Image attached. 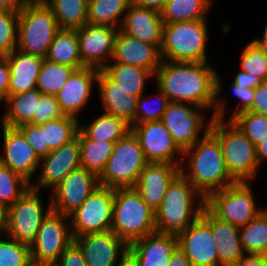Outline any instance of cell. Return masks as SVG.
<instances>
[{
  "label": "cell",
  "mask_w": 267,
  "mask_h": 266,
  "mask_svg": "<svg viewBox=\"0 0 267 266\" xmlns=\"http://www.w3.org/2000/svg\"><path fill=\"white\" fill-rule=\"evenodd\" d=\"M180 173V167L170 163H149L140 173L133 186L142 200L156 211L171 183Z\"/></svg>",
  "instance_id": "cell-24"
},
{
  "label": "cell",
  "mask_w": 267,
  "mask_h": 266,
  "mask_svg": "<svg viewBox=\"0 0 267 266\" xmlns=\"http://www.w3.org/2000/svg\"><path fill=\"white\" fill-rule=\"evenodd\" d=\"M99 71L92 67H82L73 71L56 95L65 115L79 117L78 114L90 98L93 83L98 80Z\"/></svg>",
  "instance_id": "cell-22"
},
{
  "label": "cell",
  "mask_w": 267,
  "mask_h": 266,
  "mask_svg": "<svg viewBox=\"0 0 267 266\" xmlns=\"http://www.w3.org/2000/svg\"><path fill=\"white\" fill-rule=\"evenodd\" d=\"M111 231L128 245L157 232L155 211L134 187L114 189Z\"/></svg>",
  "instance_id": "cell-5"
},
{
  "label": "cell",
  "mask_w": 267,
  "mask_h": 266,
  "mask_svg": "<svg viewBox=\"0 0 267 266\" xmlns=\"http://www.w3.org/2000/svg\"><path fill=\"white\" fill-rule=\"evenodd\" d=\"M117 266H136V264L127 256L123 261H121Z\"/></svg>",
  "instance_id": "cell-60"
},
{
  "label": "cell",
  "mask_w": 267,
  "mask_h": 266,
  "mask_svg": "<svg viewBox=\"0 0 267 266\" xmlns=\"http://www.w3.org/2000/svg\"><path fill=\"white\" fill-rule=\"evenodd\" d=\"M75 68L44 59L37 79V89L45 95L56 96Z\"/></svg>",
  "instance_id": "cell-39"
},
{
  "label": "cell",
  "mask_w": 267,
  "mask_h": 266,
  "mask_svg": "<svg viewBox=\"0 0 267 266\" xmlns=\"http://www.w3.org/2000/svg\"><path fill=\"white\" fill-rule=\"evenodd\" d=\"M149 163L138 138L130 131L114 143L112 154L99 176V184L113 189L133 187Z\"/></svg>",
  "instance_id": "cell-8"
},
{
  "label": "cell",
  "mask_w": 267,
  "mask_h": 266,
  "mask_svg": "<svg viewBox=\"0 0 267 266\" xmlns=\"http://www.w3.org/2000/svg\"><path fill=\"white\" fill-rule=\"evenodd\" d=\"M7 208L0 204V235L6 232Z\"/></svg>",
  "instance_id": "cell-58"
},
{
  "label": "cell",
  "mask_w": 267,
  "mask_h": 266,
  "mask_svg": "<svg viewBox=\"0 0 267 266\" xmlns=\"http://www.w3.org/2000/svg\"><path fill=\"white\" fill-rule=\"evenodd\" d=\"M28 0H0V10L20 12Z\"/></svg>",
  "instance_id": "cell-56"
},
{
  "label": "cell",
  "mask_w": 267,
  "mask_h": 266,
  "mask_svg": "<svg viewBox=\"0 0 267 266\" xmlns=\"http://www.w3.org/2000/svg\"><path fill=\"white\" fill-rule=\"evenodd\" d=\"M79 125V131L86 138L115 143L131 131L130 125L124 120L106 112L87 125Z\"/></svg>",
  "instance_id": "cell-31"
},
{
  "label": "cell",
  "mask_w": 267,
  "mask_h": 266,
  "mask_svg": "<svg viewBox=\"0 0 267 266\" xmlns=\"http://www.w3.org/2000/svg\"><path fill=\"white\" fill-rule=\"evenodd\" d=\"M79 121V118L65 115L61 119L39 124L44 131L45 156L77 137Z\"/></svg>",
  "instance_id": "cell-37"
},
{
  "label": "cell",
  "mask_w": 267,
  "mask_h": 266,
  "mask_svg": "<svg viewBox=\"0 0 267 266\" xmlns=\"http://www.w3.org/2000/svg\"><path fill=\"white\" fill-rule=\"evenodd\" d=\"M263 81L253 75H250L244 71H239L232 83H235L237 87L256 89Z\"/></svg>",
  "instance_id": "cell-52"
},
{
  "label": "cell",
  "mask_w": 267,
  "mask_h": 266,
  "mask_svg": "<svg viewBox=\"0 0 267 266\" xmlns=\"http://www.w3.org/2000/svg\"><path fill=\"white\" fill-rule=\"evenodd\" d=\"M18 129L23 133L37 156L40 159L45 157V138L41 126L39 124L27 123L19 126Z\"/></svg>",
  "instance_id": "cell-47"
},
{
  "label": "cell",
  "mask_w": 267,
  "mask_h": 266,
  "mask_svg": "<svg viewBox=\"0 0 267 266\" xmlns=\"http://www.w3.org/2000/svg\"><path fill=\"white\" fill-rule=\"evenodd\" d=\"M112 61L137 66L155 75L162 63V58L160 49L156 45L145 43L119 29Z\"/></svg>",
  "instance_id": "cell-23"
},
{
  "label": "cell",
  "mask_w": 267,
  "mask_h": 266,
  "mask_svg": "<svg viewBox=\"0 0 267 266\" xmlns=\"http://www.w3.org/2000/svg\"><path fill=\"white\" fill-rule=\"evenodd\" d=\"M42 95L37 88L20 94L9 95L4 102L7 109H5V113L1 117V123L12 128L32 123V119L36 115L37 102Z\"/></svg>",
  "instance_id": "cell-29"
},
{
  "label": "cell",
  "mask_w": 267,
  "mask_h": 266,
  "mask_svg": "<svg viewBox=\"0 0 267 266\" xmlns=\"http://www.w3.org/2000/svg\"><path fill=\"white\" fill-rule=\"evenodd\" d=\"M45 59L75 69L85 67L79 52L76 29H60L55 35Z\"/></svg>",
  "instance_id": "cell-30"
},
{
  "label": "cell",
  "mask_w": 267,
  "mask_h": 266,
  "mask_svg": "<svg viewBox=\"0 0 267 266\" xmlns=\"http://www.w3.org/2000/svg\"><path fill=\"white\" fill-rule=\"evenodd\" d=\"M204 207L205 198L179 173L171 181L161 205L155 211L156 231L178 235L201 215Z\"/></svg>",
  "instance_id": "cell-3"
},
{
  "label": "cell",
  "mask_w": 267,
  "mask_h": 266,
  "mask_svg": "<svg viewBox=\"0 0 267 266\" xmlns=\"http://www.w3.org/2000/svg\"><path fill=\"white\" fill-rule=\"evenodd\" d=\"M44 58L15 49L7 56L10 68L9 95L37 88V79Z\"/></svg>",
  "instance_id": "cell-27"
},
{
  "label": "cell",
  "mask_w": 267,
  "mask_h": 266,
  "mask_svg": "<svg viewBox=\"0 0 267 266\" xmlns=\"http://www.w3.org/2000/svg\"><path fill=\"white\" fill-rule=\"evenodd\" d=\"M154 76L157 87L169 102L191 103L207 111L213 109L212 117L226 120L225 100L217 99L221 79L208 62L162 61Z\"/></svg>",
  "instance_id": "cell-1"
},
{
  "label": "cell",
  "mask_w": 267,
  "mask_h": 266,
  "mask_svg": "<svg viewBox=\"0 0 267 266\" xmlns=\"http://www.w3.org/2000/svg\"><path fill=\"white\" fill-rule=\"evenodd\" d=\"M177 241L193 266H219L217 242L211 229V212L206 207L186 230L177 235Z\"/></svg>",
  "instance_id": "cell-14"
},
{
  "label": "cell",
  "mask_w": 267,
  "mask_h": 266,
  "mask_svg": "<svg viewBox=\"0 0 267 266\" xmlns=\"http://www.w3.org/2000/svg\"><path fill=\"white\" fill-rule=\"evenodd\" d=\"M231 121L254 144H258L267 136V116L252 111L239 113Z\"/></svg>",
  "instance_id": "cell-43"
},
{
  "label": "cell",
  "mask_w": 267,
  "mask_h": 266,
  "mask_svg": "<svg viewBox=\"0 0 267 266\" xmlns=\"http://www.w3.org/2000/svg\"><path fill=\"white\" fill-rule=\"evenodd\" d=\"M131 2L132 0H88L87 24L109 25L120 29Z\"/></svg>",
  "instance_id": "cell-33"
},
{
  "label": "cell",
  "mask_w": 267,
  "mask_h": 266,
  "mask_svg": "<svg viewBox=\"0 0 267 266\" xmlns=\"http://www.w3.org/2000/svg\"><path fill=\"white\" fill-rule=\"evenodd\" d=\"M209 129L205 128L201 139L183 152L185 160L180 166V173L205 199L236 182L226 169L219 140ZM184 163H188L186 167Z\"/></svg>",
  "instance_id": "cell-2"
},
{
  "label": "cell",
  "mask_w": 267,
  "mask_h": 266,
  "mask_svg": "<svg viewBox=\"0 0 267 266\" xmlns=\"http://www.w3.org/2000/svg\"><path fill=\"white\" fill-rule=\"evenodd\" d=\"M212 0H168L162 9L164 24L207 19Z\"/></svg>",
  "instance_id": "cell-34"
},
{
  "label": "cell",
  "mask_w": 267,
  "mask_h": 266,
  "mask_svg": "<svg viewBox=\"0 0 267 266\" xmlns=\"http://www.w3.org/2000/svg\"><path fill=\"white\" fill-rule=\"evenodd\" d=\"M19 12L0 10V56H8L17 48Z\"/></svg>",
  "instance_id": "cell-44"
},
{
  "label": "cell",
  "mask_w": 267,
  "mask_h": 266,
  "mask_svg": "<svg viewBox=\"0 0 267 266\" xmlns=\"http://www.w3.org/2000/svg\"><path fill=\"white\" fill-rule=\"evenodd\" d=\"M231 89L233 90L234 95L239 98L241 104L236 107L234 112L232 113V117L229 118L231 120L233 117L238 115L239 113L249 111L252 108V104L255 96V89L251 88H243L237 87L235 83L232 84Z\"/></svg>",
  "instance_id": "cell-49"
},
{
  "label": "cell",
  "mask_w": 267,
  "mask_h": 266,
  "mask_svg": "<svg viewBox=\"0 0 267 266\" xmlns=\"http://www.w3.org/2000/svg\"><path fill=\"white\" fill-rule=\"evenodd\" d=\"M74 241L82 249L87 266H117L128 256L129 245L111 230L77 236Z\"/></svg>",
  "instance_id": "cell-19"
},
{
  "label": "cell",
  "mask_w": 267,
  "mask_h": 266,
  "mask_svg": "<svg viewBox=\"0 0 267 266\" xmlns=\"http://www.w3.org/2000/svg\"><path fill=\"white\" fill-rule=\"evenodd\" d=\"M42 201L40 192L30 188L7 208L6 236L30 246L41 223L52 211L51 199L47 208L43 207Z\"/></svg>",
  "instance_id": "cell-10"
},
{
  "label": "cell",
  "mask_w": 267,
  "mask_h": 266,
  "mask_svg": "<svg viewBox=\"0 0 267 266\" xmlns=\"http://www.w3.org/2000/svg\"><path fill=\"white\" fill-rule=\"evenodd\" d=\"M203 111H206V109L191 103H168L161 122L182 152L189 149L201 139L199 136H201L203 127L210 128L212 117L206 126H204L206 117H204Z\"/></svg>",
  "instance_id": "cell-13"
},
{
  "label": "cell",
  "mask_w": 267,
  "mask_h": 266,
  "mask_svg": "<svg viewBox=\"0 0 267 266\" xmlns=\"http://www.w3.org/2000/svg\"><path fill=\"white\" fill-rule=\"evenodd\" d=\"M43 164V165H42ZM40 173L38 179L31 184L37 191L50 188L53 190L72 171L81 167V151L79 138L52 150L40 160Z\"/></svg>",
  "instance_id": "cell-18"
},
{
  "label": "cell",
  "mask_w": 267,
  "mask_h": 266,
  "mask_svg": "<svg viewBox=\"0 0 267 266\" xmlns=\"http://www.w3.org/2000/svg\"><path fill=\"white\" fill-rule=\"evenodd\" d=\"M249 111L267 116V81L256 87L252 108Z\"/></svg>",
  "instance_id": "cell-50"
},
{
  "label": "cell",
  "mask_w": 267,
  "mask_h": 266,
  "mask_svg": "<svg viewBox=\"0 0 267 266\" xmlns=\"http://www.w3.org/2000/svg\"><path fill=\"white\" fill-rule=\"evenodd\" d=\"M168 0H132L139 7L149 8L161 12Z\"/></svg>",
  "instance_id": "cell-55"
},
{
  "label": "cell",
  "mask_w": 267,
  "mask_h": 266,
  "mask_svg": "<svg viewBox=\"0 0 267 266\" xmlns=\"http://www.w3.org/2000/svg\"><path fill=\"white\" fill-rule=\"evenodd\" d=\"M240 240L245 254L267 256V216L263 212L240 227Z\"/></svg>",
  "instance_id": "cell-38"
},
{
  "label": "cell",
  "mask_w": 267,
  "mask_h": 266,
  "mask_svg": "<svg viewBox=\"0 0 267 266\" xmlns=\"http://www.w3.org/2000/svg\"><path fill=\"white\" fill-rule=\"evenodd\" d=\"M240 69L254 77L267 81V54L253 40L245 46L241 54Z\"/></svg>",
  "instance_id": "cell-42"
},
{
  "label": "cell",
  "mask_w": 267,
  "mask_h": 266,
  "mask_svg": "<svg viewBox=\"0 0 267 266\" xmlns=\"http://www.w3.org/2000/svg\"><path fill=\"white\" fill-rule=\"evenodd\" d=\"M118 30L109 25L92 24L76 29L79 52L85 67L102 70L109 63L108 60L112 61Z\"/></svg>",
  "instance_id": "cell-15"
},
{
  "label": "cell",
  "mask_w": 267,
  "mask_h": 266,
  "mask_svg": "<svg viewBox=\"0 0 267 266\" xmlns=\"http://www.w3.org/2000/svg\"><path fill=\"white\" fill-rule=\"evenodd\" d=\"M60 29L52 10L43 0H28L19 12L16 49L45 59Z\"/></svg>",
  "instance_id": "cell-7"
},
{
  "label": "cell",
  "mask_w": 267,
  "mask_h": 266,
  "mask_svg": "<svg viewBox=\"0 0 267 266\" xmlns=\"http://www.w3.org/2000/svg\"><path fill=\"white\" fill-rule=\"evenodd\" d=\"M177 247V235L155 232L130 243L128 256L136 266H168Z\"/></svg>",
  "instance_id": "cell-21"
},
{
  "label": "cell",
  "mask_w": 267,
  "mask_h": 266,
  "mask_svg": "<svg viewBox=\"0 0 267 266\" xmlns=\"http://www.w3.org/2000/svg\"><path fill=\"white\" fill-rule=\"evenodd\" d=\"M70 217L51 211L41 223L34 242L30 245L34 266H53L74 241L71 233Z\"/></svg>",
  "instance_id": "cell-11"
},
{
  "label": "cell",
  "mask_w": 267,
  "mask_h": 266,
  "mask_svg": "<svg viewBox=\"0 0 267 266\" xmlns=\"http://www.w3.org/2000/svg\"><path fill=\"white\" fill-rule=\"evenodd\" d=\"M256 42L267 54V23L262 35V38L253 40Z\"/></svg>",
  "instance_id": "cell-59"
},
{
  "label": "cell",
  "mask_w": 267,
  "mask_h": 266,
  "mask_svg": "<svg viewBox=\"0 0 267 266\" xmlns=\"http://www.w3.org/2000/svg\"><path fill=\"white\" fill-rule=\"evenodd\" d=\"M103 70L117 83L120 87L140 97L144 93L146 80L154 75L146 69L126 65L118 62L108 63Z\"/></svg>",
  "instance_id": "cell-35"
},
{
  "label": "cell",
  "mask_w": 267,
  "mask_h": 266,
  "mask_svg": "<svg viewBox=\"0 0 267 266\" xmlns=\"http://www.w3.org/2000/svg\"><path fill=\"white\" fill-rule=\"evenodd\" d=\"M60 105L54 95L43 94L37 102L36 115L32 119L33 124H41L47 121L57 120L64 117Z\"/></svg>",
  "instance_id": "cell-46"
},
{
  "label": "cell",
  "mask_w": 267,
  "mask_h": 266,
  "mask_svg": "<svg viewBox=\"0 0 267 266\" xmlns=\"http://www.w3.org/2000/svg\"><path fill=\"white\" fill-rule=\"evenodd\" d=\"M10 68L7 56H0V103L9 97Z\"/></svg>",
  "instance_id": "cell-51"
},
{
  "label": "cell",
  "mask_w": 267,
  "mask_h": 266,
  "mask_svg": "<svg viewBox=\"0 0 267 266\" xmlns=\"http://www.w3.org/2000/svg\"><path fill=\"white\" fill-rule=\"evenodd\" d=\"M77 137L81 151V167L99 177L112 154L115 142L86 138L80 131Z\"/></svg>",
  "instance_id": "cell-32"
},
{
  "label": "cell",
  "mask_w": 267,
  "mask_h": 266,
  "mask_svg": "<svg viewBox=\"0 0 267 266\" xmlns=\"http://www.w3.org/2000/svg\"><path fill=\"white\" fill-rule=\"evenodd\" d=\"M255 148L259 165H261L262 161L267 160V136H265L262 141L256 144Z\"/></svg>",
  "instance_id": "cell-57"
},
{
  "label": "cell",
  "mask_w": 267,
  "mask_h": 266,
  "mask_svg": "<svg viewBox=\"0 0 267 266\" xmlns=\"http://www.w3.org/2000/svg\"><path fill=\"white\" fill-rule=\"evenodd\" d=\"M212 235L217 242L219 266H234L244 255L240 228L216 218L211 213Z\"/></svg>",
  "instance_id": "cell-28"
},
{
  "label": "cell",
  "mask_w": 267,
  "mask_h": 266,
  "mask_svg": "<svg viewBox=\"0 0 267 266\" xmlns=\"http://www.w3.org/2000/svg\"><path fill=\"white\" fill-rule=\"evenodd\" d=\"M104 112L124 120L127 124H136V106L138 97L120 87L103 69L99 71L96 83Z\"/></svg>",
  "instance_id": "cell-26"
},
{
  "label": "cell",
  "mask_w": 267,
  "mask_h": 266,
  "mask_svg": "<svg viewBox=\"0 0 267 266\" xmlns=\"http://www.w3.org/2000/svg\"><path fill=\"white\" fill-rule=\"evenodd\" d=\"M99 186L93 172L82 167L72 171L51 191L52 211L70 216Z\"/></svg>",
  "instance_id": "cell-16"
},
{
  "label": "cell",
  "mask_w": 267,
  "mask_h": 266,
  "mask_svg": "<svg viewBox=\"0 0 267 266\" xmlns=\"http://www.w3.org/2000/svg\"><path fill=\"white\" fill-rule=\"evenodd\" d=\"M209 131L219 140L226 169L236 182L253 180L259 170L255 145L231 120L212 117Z\"/></svg>",
  "instance_id": "cell-4"
},
{
  "label": "cell",
  "mask_w": 267,
  "mask_h": 266,
  "mask_svg": "<svg viewBox=\"0 0 267 266\" xmlns=\"http://www.w3.org/2000/svg\"><path fill=\"white\" fill-rule=\"evenodd\" d=\"M6 238H0V266H34L30 246L8 236Z\"/></svg>",
  "instance_id": "cell-41"
},
{
  "label": "cell",
  "mask_w": 267,
  "mask_h": 266,
  "mask_svg": "<svg viewBox=\"0 0 267 266\" xmlns=\"http://www.w3.org/2000/svg\"><path fill=\"white\" fill-rule=\"evenodd\" d=\"M61 29H78L87 24L88 0H43Z\"/></svg>",
  "instance_id": "cell-36"
},
{
  "label": "cell",
  "mask_w": 267,
  "mask_h": 266,
  "mask_svg": "<svg viewBox=\"0 0 267 266\" xmlns=\"http://www.w3.org/2000/svg\"><path fill=\"white\" fill-rule=\"evenodd\" d=\"M168 266H193L187 256L177 247L172 253Z\"/></svg>",
  "instance_id": "cell-54"
},
{
  "label": "cell",
  "mask_w": 267,
  "mask_h": 266,
  "mask_svg": "<svg viewBox=\"0 0 267 266\" xmlns=\"http://www.w3.org/2000/svg\"><path fill=\"white\" fill-rule=\"evenodd\" d=\"M30 188V182L0 163V204L9 208Z\"/></svg>",
  "instance_id": "cell-40"
},
{
  "label": "cell",
  "mask_w": 267,
  "mask_h": 266,
  "mask_svg": "<svg viewBox=\"0 0 267 266\" xmlns=\"http://www.w3.org/2000/svg\"><path fill=\"white\" fill-rule=\"evenodd\" d=\"M158 94L156 95L159 106L155 107L150 97L145 98L144 94L138 97L136 106V124H142L145 122L161 121L163 113L166 111V107L169 103L167 96L158 88ZM153 100V99H152ZM149 101V102H148ZM157 104V103H156Z\"/></svg>",
  "instance_id": "cell-45"
},
{
  "label": "cell",
  "mask_w": 267,
  "mask_h": 266,
  "mask_svg": "<svg viewBox=\"0 0 267 266\" xmlns=\"http://www.w3.org/2000/svg\"><path fill=\"white\" fill-rule=\"evenodd\" d=\"M114 189L99 186L69 217L73 238L111 230Z\"/></svg>",
  "instance_id": "cell-12"
},
{
  "label": "cell",
  "mask_w": 267,
  "mask_h": 266,
  "mask_svg": "<svg viewBox=\"0 0 267 266\" xmlns=\"http://www.w3.org/2000/svg\"><path fill=\"white\" fill-rule=\"evenodd\" d=\"M249 183V181L235 182L212 192L205 199V207L221 221L239 228L246 225L262 212V208H257Z\"/></svg>",
  "instance_id": "cell-9"
},
{
  "label": "cell",
  "mask_w": 267,
  "mask_h": 266,
  "mask_svg": "<svg viewBox=\"0 0 267 266\" xmlns=\"http://www.w3.org/2000/svg\"><path fill=\"white\" fill-rule=\"evenodd\" d=\"M163 19L159 11L143 8L130 3L124 15L120 30L139 40L156 45H162Z\"/></svg>",
  "instance_id": "cell-25"
},
{
  "label": "cell",
  "mask_w": 267,
  "mask_h": 266,
  "mask_svg": "<svg viewBox=\"0 0 267 266\" xmlns=\"http://www.w3.org/2000/svg\"><path fill=\"white\" fill-rule=\"evenodd\" d=\"M234 266H267V256L245 254Z\"/></svg>",
  "instance_id": "cell-53"
},
{
  "label": "cell",
  "mask_w": 267,
  "mask_h": 266,
  "mask_svg": "<svg viewBox=\"0 0 267 266\" xmlns=\"http://www.w3.org/2000/svg\"><path fill=\"white\" fill-rule=\"evenodd\" d=\"M262 212L267 216V207L265 206V208H262Z\"/></svg>",
  "instance_id": "cell-61"
},
{
  "label": "cell",
  "mask_w": 267,
  "mask_h": 266,
  "mask_svg": "<svg viewBox=\"0 0 267 266\" xmlns=\"http://www.w3.org/2000/svg\"><path fill=\"white\" fill-rule=\"evenodd\" d=\"M207 20L199 19L163 25L162 61L206 62Z\"/></svg>",
  "instance_id": "cell-6"
},
{
  "label": "cell",
  "mask_w": 267,
  "mask_h": 266,
  "mask_svg": "<svg viewBox=\"0 0 267 266\" xmlns=\"http://www.w3.org/2000/svg\"><path fill=\"white\" fill-rule=\"evenodd\" d=\"M131 131L138 138L143 153L150 163H170L181 166L183 152L175 144L161 121L135 124L131 126ZM177 156H181V159Z\"/></svg>",
  "instance_id": "cell-17"
},
{
  "label": "cell",
  "mask_w": 267,
  "mask_h": 266,
  "mask_svg": "<svg viewBox=\"0 0 267 266\" xmlns=\"http://www.w3.org/2000/svg\"><path fill=\"white\" fill-rule=\"evenodd\" d=\"M1 125L4 152L0 155V163L32 183L31 179L39 169L41 159L18 128Z\"/></svg>",
  "instance_id": "cell-20"
},
{
  "label": "cell",
  "mask_w": 267,
  "mask_h": 266,
  "mask_svg": "<svg viewBox=\"0 0 267 266\" xmlns=\"http://www.w3.org/2000/svg\"><path fill=\"white\" fill-rule=\"evenodd\" d=\"M53 266H87L82 249L73 241Z\"/></svg>",
  "instance_id": "cell-48"
}]
</instances>
